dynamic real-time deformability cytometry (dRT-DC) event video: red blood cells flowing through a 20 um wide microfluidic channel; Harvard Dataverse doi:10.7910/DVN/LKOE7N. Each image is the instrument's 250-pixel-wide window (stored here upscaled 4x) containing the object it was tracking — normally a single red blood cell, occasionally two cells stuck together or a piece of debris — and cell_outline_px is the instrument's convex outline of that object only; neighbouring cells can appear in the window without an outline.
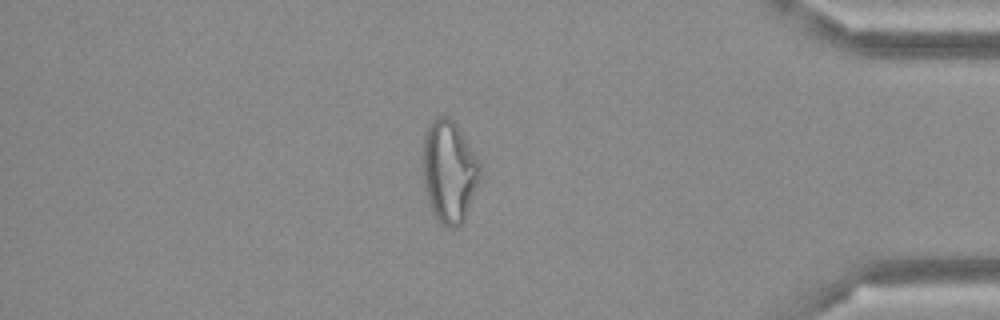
{"species": "Egyptian fruit bat (a non-hibernating species)", "species_latin": "Rousettus aegyptiacus", "temperature_condition": "cold", "stored_images_in_passage": 50, "camera_frame_rate_fps": 3000, "um_per_image_px": 0.085, "frame": {"image": 1, "passage_image": 43, "time_ms": 14.0, "image_size_px": [1000, 320], "cell_outline_px": [[480, 176], [464, 220], [456, 228], [448, 228], [440, 224], [436, 220], [432, 212], [424, 188], [420, 148], [424, 132], [428, 124], [436, 116], [448, 116], [460, 128], [480, 164]], "centroid_in_image_um": [38.11, 14.54], "position_along_channel_um": 397.1, "area_um2": 34.74}}